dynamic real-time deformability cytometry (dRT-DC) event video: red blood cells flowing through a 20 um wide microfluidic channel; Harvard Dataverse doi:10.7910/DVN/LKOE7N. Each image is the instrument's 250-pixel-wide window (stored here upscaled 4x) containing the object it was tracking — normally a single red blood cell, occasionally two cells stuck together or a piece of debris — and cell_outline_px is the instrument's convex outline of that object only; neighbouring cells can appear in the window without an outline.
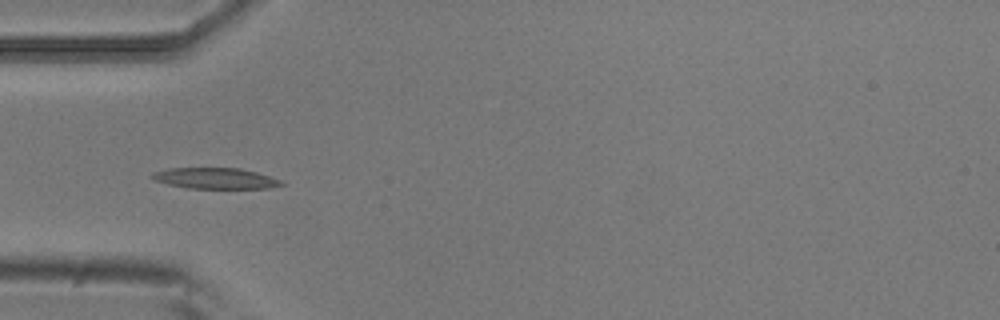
{"species": "common noctule bat (a hibernating species)", "species_latin": "Nyctalus noctula", "temperature_condition": "room temperature", "stored_images_in_passage": 10, "camera_frame_rate_fps": 3000, "um_per_image_px": 0.085, "animal": {"sex": "male", "body_mass_g": 20.5, "forearm_length_mm": 52.5}, "frame": {"image": 1, "passage_image": 5, "time_ms": 1.333, "image_size_px": [1000, 320], "cell_outline_px": [[284, 184], [268, 188], [188, 188], [168, 184], [156, 180], [152, 176], [152, 172], [168, 168], [240, 168], [256, 172], [280, 180]], "centroid_in_image_um": [18.28, 15.15], "position_along_channel_um": 66.7, "area_um2": 15.49}}
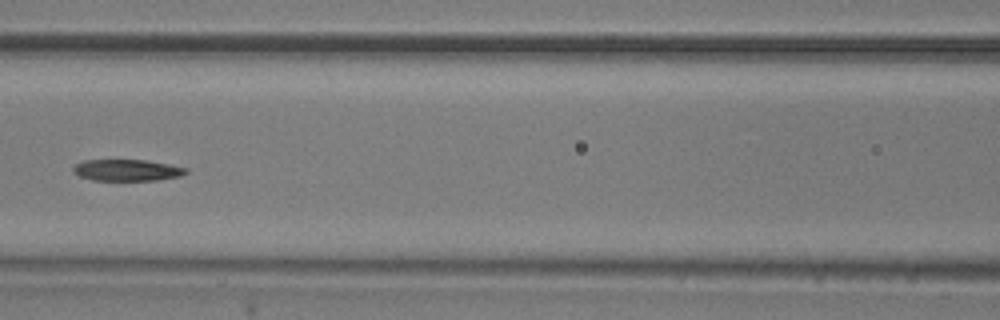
{"frame": {"image": 2, "passage_image": 7, "time_ms": 2.0, "image_size_px": [1000, 320], "cell_outline_px": [[188, 172], [180, 176], [156, 180], [92, 180], [80, 176], [72, 172], [72, 168], [76, 164], [84, 160], [144, 160], [168, 164], [188, 168]], "centroid_in_image_um": [10.78, 14.46], "position_along_channel_um": 155.8, "area_um2": 14.05}}
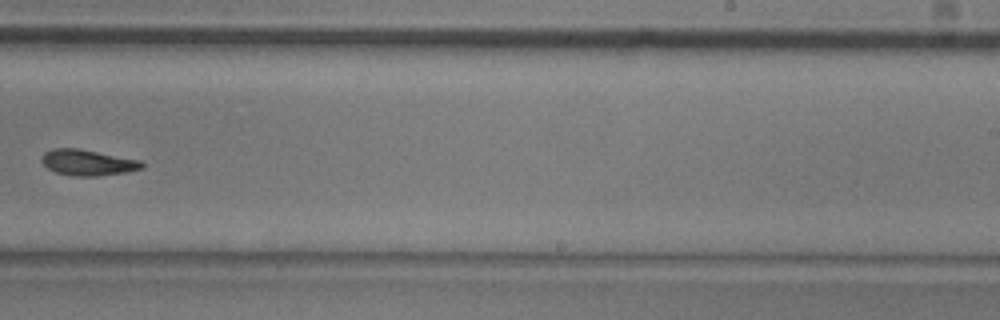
{"frame": {"image": 3, "passage_image": 10, "time_ms": 3.0, "image_size_px": [1000, 320], "cell_outline_px": [[144, 168], [124, 172], [100, 176], [76, 176], [56, 172], [48, 168], [40, 160], [40, 156], [44, 152], [52, 148], [80, 148], [140, 160], [144, 164]], "centroid_in_image_um": [7.44, 13.8], "position_along_channel_um": 281.6, "area_um2": 15.2}}